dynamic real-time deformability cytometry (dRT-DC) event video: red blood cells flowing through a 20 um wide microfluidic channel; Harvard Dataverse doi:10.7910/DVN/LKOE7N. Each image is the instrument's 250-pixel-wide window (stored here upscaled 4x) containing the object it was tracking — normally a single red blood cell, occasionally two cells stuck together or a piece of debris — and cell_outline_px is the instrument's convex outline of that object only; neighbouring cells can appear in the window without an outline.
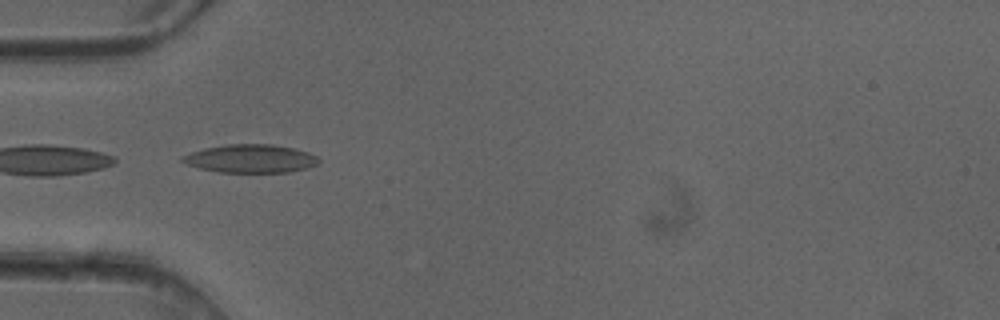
{"species": "common noctule bat (a hibernating species)", "species_latin": "Nyctalus noctula", "temperature_condition": "cold", "stored_images_in_passage": 7, "camera_frame_rate_fps": 3000, "um_per_image_px": 0.085, "animal": {"sex": "female"}, "frame": {"image": 1, "passage_image": 4, "time_ms": 1.0, "image_size_px": [1000, 320], "cell_outline_px": [[320, 164], [308, 168], [288, 172], [216, 172], [200, 168], [188, 164], [180, 160], [180, 156], [204, 148], [224, 144], [272, 144], [292, 148], [308, 152], [316, 156], [320, 160]], "centroid_in_image_um": [21.31, 13.48], "position_along_channel_um": 63.7, "area_um2": 22.54}}
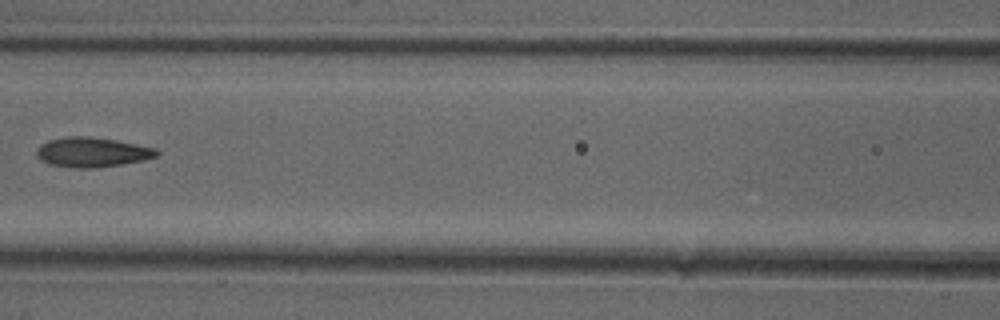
{"frame": {"image": 2, "passage_image": 6, "time_ms": 1.667, "image_size_px": [1000, 320], "cell_outline_px": [[160, 156], [120, 164], [96, 168], [76, 168], [48, 164], [40, 160], [36, 156], [36, 152], [40, 144], [48, 140], [68, 136], [88, 136], [116, 140], [156, 148], [160, 152]], "centroid_in_image_um": [7.81, 12.93], "position_along_channel_um": 158.8, "area_um2": 20.87}}
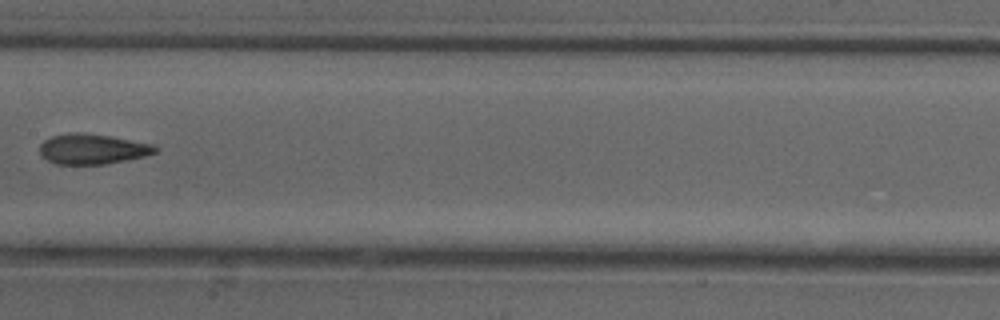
{"frame": {"image": 3, "passage_image": 7, "time_ms": 2.0, "image_size_px": [1000, 320], "cell_outline_px": [[160, 148], [156, 152], [144, 156], [128, 160], [104, 164], [56, 164], [40, 156], [40, 144], [44, 140], [52, 136], [76, 132], [108, 136], [152, 144]], "centroid_in_image_um": [7.85, 12.68], "position_along_channel_um": 199.6, "area_um2": 20.17}}